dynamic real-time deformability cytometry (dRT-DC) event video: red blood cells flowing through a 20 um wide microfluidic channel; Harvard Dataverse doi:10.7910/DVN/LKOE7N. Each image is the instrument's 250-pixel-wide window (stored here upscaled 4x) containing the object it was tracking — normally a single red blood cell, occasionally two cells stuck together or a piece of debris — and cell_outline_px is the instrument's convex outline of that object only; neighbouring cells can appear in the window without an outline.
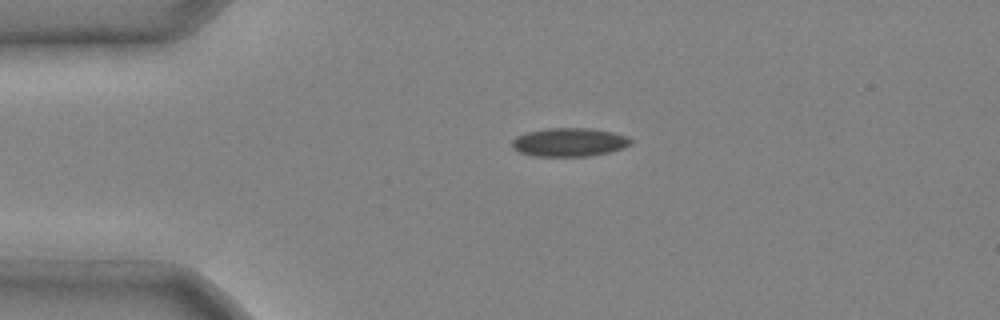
{"species": "common noctule bat (a hibernating species)", "species_latin": "Nyctalus noctula", "temperature_condition": "cold", "stored_images_in_passage": 1, "camera_frame_rate_fps": 3000, "um_per_image_px": 0.085, "animal": {"sex": "male", "body_mass_g": 20.4}, "frame": {"image": 1, "passage_image": 1, "time_ms": 0.0, "image_size_px": [1000, 320], "cell_outline_px": [[632, 144], [624, 148], [592, 156], [532, 156], [520, 152], [512, 148], [512, 140], [516, 136], [528, 132], [548, 128], [588, 128], [612, 132], [628, 136], [632, 140]], "centroid_in_image_um": [48.4, 12.09], "position_along_channel_um": 36.6, "area_um2": 19.83}}